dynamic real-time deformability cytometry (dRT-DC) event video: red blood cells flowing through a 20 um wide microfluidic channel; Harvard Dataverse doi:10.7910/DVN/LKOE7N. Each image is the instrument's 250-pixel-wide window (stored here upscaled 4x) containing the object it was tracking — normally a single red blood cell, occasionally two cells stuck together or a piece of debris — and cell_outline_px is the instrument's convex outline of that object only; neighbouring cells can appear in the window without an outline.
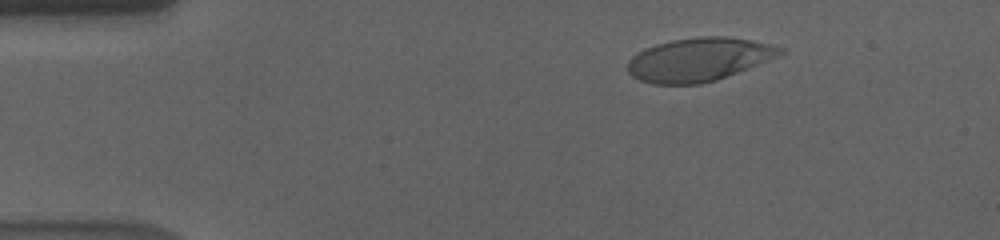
{"species": "human", "species_latin": "Homo sapiens", "temperature_condition": "cold", "stored_images_in_passage": 57, "camera_frame_rate_fps": 3000, "um_per_image_px": 0.085, "donor": {"sex": "male"}, "frame": {"image": 1, "passage_image": 9, "time_ms": 2.667, "image_size_px": [1000, 240], "cell_outline_px": [[784, 52], [776, 56], [716, 80], [700, 84], [652, 84], [640, 80], [632, 76], [628, 72], [628, 60], [632, 56], [656, 44], [672, 40], [700, 36], [724, 36], [752, 40], [784, 48]], "centroid_in_image_um": [59.35, 5.05], "position_along_channel_um": 25.6, "area_um2": 37.97}}
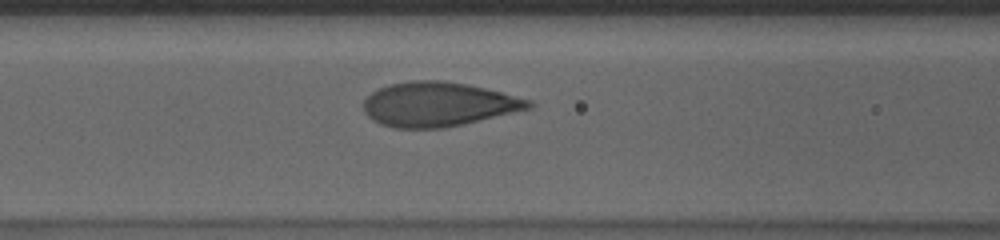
{"frame": {"image": 2, "passage_image": 24, "time_ms": 7.667, "image_size_px": [1000, 240], "cell_outline_px": [[536, 104], [532, 108], [460, 124], [440, 128], [396, 128], [380, 124], [368, 116], [364, 112], [364, 100], [372, 92], [388, 84], [412, 80], [440, 80], [468, 84], [532, 100]], "centroid_in_image_um": [37.24, 8.85], "position_along_channel_um": 129.4, "area_um2": 42.37}}
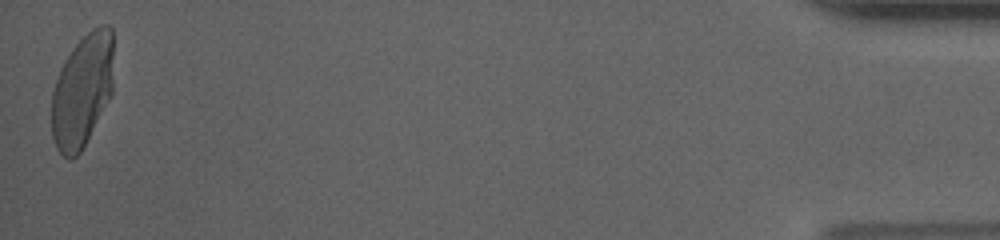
{"frame": {"image": 3, "passage_image": 57, "time_ms": 18.667, "image_size_px": [1000, 240], "cell_outline_px": [[112, 92], [80, 152], [72, 160], [68, 160], [56, 148], [52, 136], [52, 92], [60, 68], [64, 60], [72, 48], [92, 28], [100, 24], [108, 24], [112, 28]], "centroid_in_image_um": [6.97, 7.68], "position_along_channel_um": 428.2, "area_um2": 40.58}, "authors_computed_cell_mechanics": {"area_um2": 41.5004, "velocity_mm_per_s": 3.5408, "shape_relaxation_time_tau1_ms": 4.2376, "shape_relaxation_time_tau2_ms": null, "deformation_change_tau1": 0.182, "deformation_change_tau2": null}}